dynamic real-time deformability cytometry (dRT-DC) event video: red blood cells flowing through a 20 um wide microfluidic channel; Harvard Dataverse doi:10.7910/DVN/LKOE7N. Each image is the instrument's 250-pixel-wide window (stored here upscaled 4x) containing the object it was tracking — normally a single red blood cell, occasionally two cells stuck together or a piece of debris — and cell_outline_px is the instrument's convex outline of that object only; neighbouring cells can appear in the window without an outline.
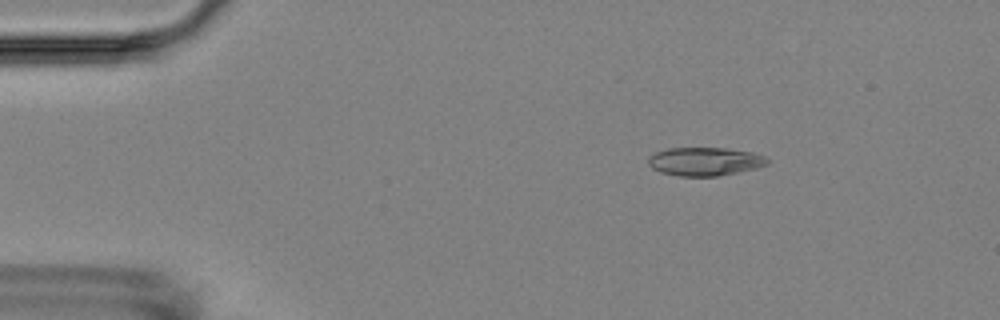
{"species": "Egyptian fruit bat (a non-hibernating species)", "species_latin": "Rousettus aegyptiacus", "temperature_condition": "room temperature", "stored_images_in_passage": 2, "camera_frame_rate_fps": 3000, "um_per_image_px": 0.085, "animal": {"sex": "female"}, "frame": {"image": 1, "passage_image": 1, "time_ms": 0.0, "image_size_px": [1000, 320], "cell_outline_px": [[768, 164], [756, 168], [716, 176], [680, 176], [660, 172], [652, 168], [648, 164], [648, 156], [656, 152], [668, 148], [728, 148], [752, 152], [764, 156], [768, 160]], "centroid_in_image_um": [59.89, 13.72], "position_along_channel_um": 25.1, "area_um2": 19.65}}